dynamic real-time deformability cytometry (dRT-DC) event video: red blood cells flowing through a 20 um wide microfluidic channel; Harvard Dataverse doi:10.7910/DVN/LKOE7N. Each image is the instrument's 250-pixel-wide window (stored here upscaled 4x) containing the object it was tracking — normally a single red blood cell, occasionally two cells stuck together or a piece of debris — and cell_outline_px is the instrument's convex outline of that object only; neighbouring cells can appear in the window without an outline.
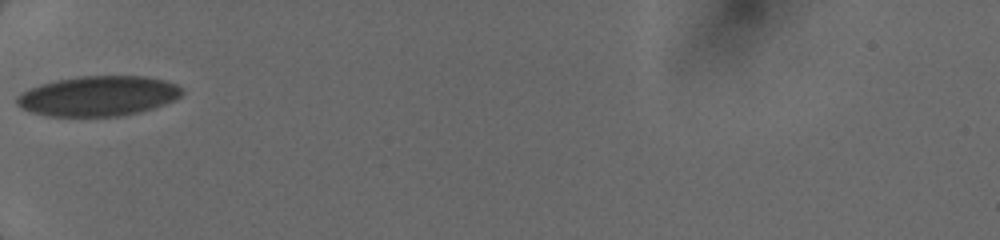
{"species": "human", "species_latin": "Homo sapiens", "temperature_condition": "cold", "stored_images_in_passage": 9, "camera_frame_rate_fps": 3000, "um_per_image_px": 0.085, "donor": {"sex": "female"}, "frame": {"image": 1, "passage_image": 1, "time_ms": 0.0, "image_size_px": [1000, 240], "cell_outline_px": [[184, 92], [176, 100], [152, 108], [120, 116], [52, 116], [32, 112], [16, 104], [16, 96], [28, 88], [40, 84], [56, 80], [76, 76], [144, 76], [164, 80], [176, 84], [184, 88]], "centroid_in_image_um": [8.36, 8.15], "position_along_channel_um": 76.6, "area_um2": 38.55}}
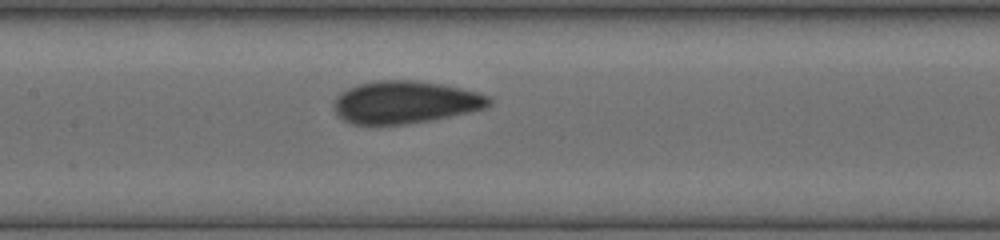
{"frame": {"image": 2, "passage_image": 6, "time_ms": 2.333, "image_size_px": [1000, 240], "cell_outline_px": [[492, 100], [484, 108], [432, 120], [408, 124], [352, 124], [336, 116], [332, 108], [332, 100], [340, 92], [356, 84], [380, 80], [412, 80], [444, 84], [476, 92], [488, 96]], "centroid_in_image_um": [34.34, 8.68], "position_along_channel_um": 173.1, "area_um2": 38.55}}
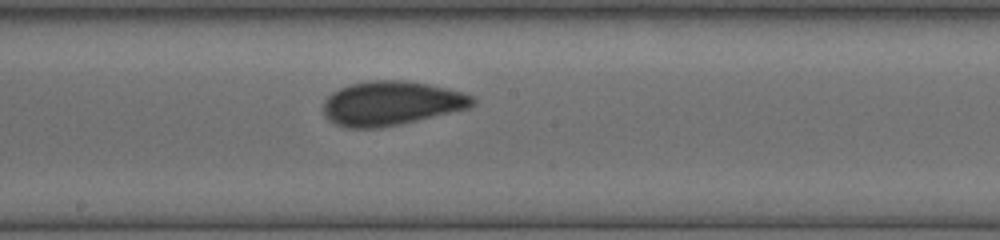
{"frame": {"image": 3, "passage_image": 9, "time_ms": 3.333, "image_size_px": [1000, 240], "cell_outline_px": [[476, 104], [468, 108], [400, 124], [380, 128], [348, 128], [336, 124], [324, 116], [324, 100], [332, 92], [348, 84], [368, 80], [404, 80], [428, 84], [448, 88], [464, 92], [476, 96]], "centroid_in_image_um": [33.27, 8.77], "position_along_channel_um": 214.9, "area_um2": 38.67}}